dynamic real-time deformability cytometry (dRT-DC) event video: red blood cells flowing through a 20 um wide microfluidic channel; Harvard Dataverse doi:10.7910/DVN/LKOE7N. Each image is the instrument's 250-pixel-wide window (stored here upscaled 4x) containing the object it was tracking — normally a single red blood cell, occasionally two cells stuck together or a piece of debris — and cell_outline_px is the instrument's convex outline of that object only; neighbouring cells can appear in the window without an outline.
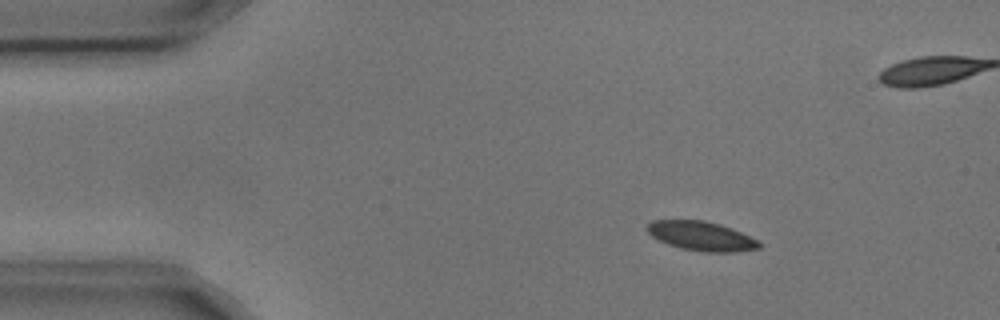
{"species": "common noctule bat (a hibernating species)", "species_latin": "Nyctalus noctula", "temperature_condition": "cold", "stored_images_in_passage": 5, "camera_frame_rate_fps": 3000, "um_per_image_px": 0.085, "animal": {"sex": "male", "body_mass_g": 17.9, "forearm_length_mm": 54.2}, "frame": {"image": 1, "passage_image": 2, "time_ms": 0.333, "image_size_px": [1000, 320], "cell_outline_px": [[764, 244], [760, 248], [736, 252], [704, 252], [680, 248], [668, 244], [652, 236], [644, 228], [652, 220], [704, 220], [720, 224], [732, 228]], "centroid_in_image_um": [59.61, 20.06], "position_along_channel_um": 25.4, "area_um2": 19.13}}